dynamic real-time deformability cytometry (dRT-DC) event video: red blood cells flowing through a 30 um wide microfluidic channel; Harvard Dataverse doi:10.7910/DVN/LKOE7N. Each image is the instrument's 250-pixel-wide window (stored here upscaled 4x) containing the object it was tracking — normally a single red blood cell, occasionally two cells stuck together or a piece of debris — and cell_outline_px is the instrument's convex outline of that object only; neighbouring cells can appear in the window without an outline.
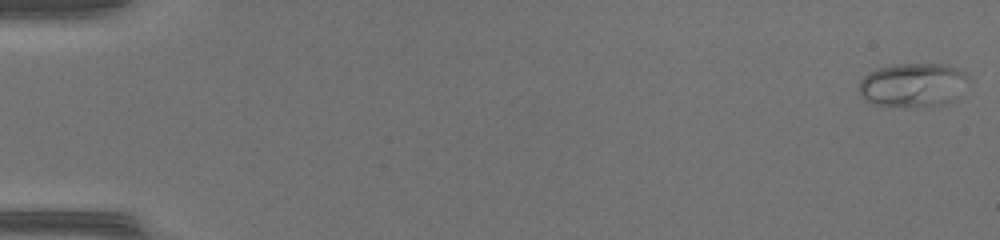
{"species": "common noctule bat (a hibernating species)", "species_latin": "Nyctalus noctula", "temperature_condition": "warm", "stored_images_in_passage": 27, "camera_frame_rate_fps": 3000, "um_per_image_px": 0.085, "animal": {"sex": "female", "body_mass_g": 17.0, "forearm_length_mm": 48.0}, "frame": {"image": 1, "passage_image": 1, "time_ms": 0.0, "image_size_px": [1000, 240], "cell_outline_px": [[968, 76], [956, 100], [932, 108], [892, 108], [872, 104], [864, 100], [860, 96], [860, 80], [868, 72], [880, 68], [896, 64], [948, 64], [960, 68]], "centroid_in_image_um": [77.59, 7.27], "position_along_channel_um": 7.4, "area_um2": 28.9}}
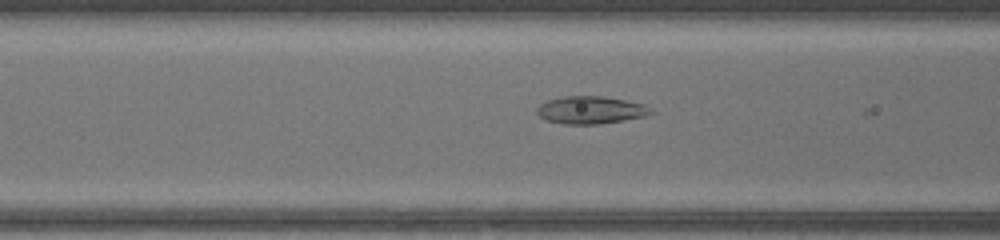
{"frame": {"image": 2, "passage_image": 21, "time_ms": 6.667, "image_size_px": [1000, 240], "cell_outline_px": [[656, 112], [648, 116], [600, 124], [564, 124], [544, 120], [536, 112], [536, 108], [540, 104], [548, 100], [564, 96], [604, 96], [644, 104], [652, 108]], "centroid_in_image_um": [50.24, 9.36], "position_along_channel_um": 116.4, "area_um2": 18.55}}
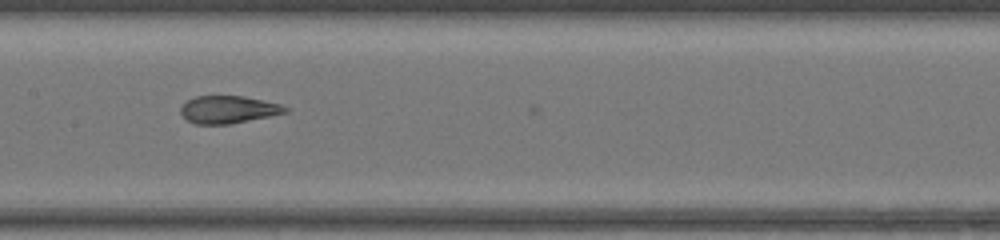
{"frame": {"image": 3, "passage_image": 26, "time_ms": 8.333, "image_size_px": [1000, 240], "cell_outline_px": [[288, 112], [228, 124], [196, 124], [188, 120], [180, 112], [180, 108], [188, 100], [196, 96], [244, 96], [280, 104], [288, 108]], "centroid_in_image_um": [19.39, 9.3], "position_along_channel_um": 188.0, "area_um2": 16.47}}